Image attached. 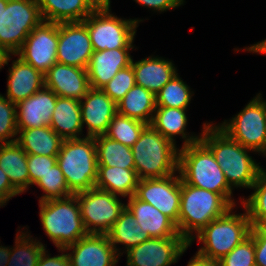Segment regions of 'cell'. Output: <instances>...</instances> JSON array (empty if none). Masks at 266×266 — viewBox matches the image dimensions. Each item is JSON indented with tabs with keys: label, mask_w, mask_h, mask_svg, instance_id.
<instances>
[{
	"label": "cell",
	"mask_w": 266,
	"mask_h": 266,
	"mask_svg": "<svg viewBox=\"0 0 266 266\" xmlns=\"http://www.w3.org/2000/svg\"><path fill=\"white\" fill-rule=\"evenodd\" d=\"M10 54H6L1 48H0V69H2V66L5 64L8 65V61L10 60Z\"/></svg>",
	"instance_id": "681fc988"
},
{
	"label": "cell",
	"mask_w": 266,
	"mask_h": 266,
	"mask_svg": "<svg viewBox=\"0 0 266 266\" xmlns=\"http://www.w3.org/2000/svg\"><path fill=\"white\" fill-rule=\"evenodd\" d=\"M135 196L161 211L178 225L181 201V176L141 179Z\"/></svg>",
	"instance_id": "4fadbf2b"
},
{
	"label": "cell",
	"mask_w": 266,
	"mask_h": 266,
	"mask_svg": "<svg viewBox=\"0 0 266 266\" xmlns=\"http://www.w3.org/2000/svg\"><path fill=\"white\" fill-rule=\"evenodd\" d=\"M187 266H219L218 262L210 259L203 258L196 254L189 262Z\"/></svg>",
	"instance_id": "bcb514c9"
},
{
	"label": "cell",
	"mask_w": 266,
	"mask_h": 266,
	"mask_svg": "<svg viewBox=\"0 0 266 266\" xmlns=\"http://www.w3.org/2000/svg\"><path fill=\"white\" fill-rule=\"evenodd\" d=\"M138 179L164 178L178 171L179 149L148 125L131 147Z\"/></svg>",
	"instance_id": "277c9868"
},
{
	"label": "cell",
	"mask_w": 266,
	"mask_h": 266,
	"mask_svg": "<svg viewBox=\"0 0 266 266\" xmlns=\"http://www.w3.org/2000/svg\"><path fill=\"white\" fill-rule=\"evenodd\" d=\"M98 166L135 169L132 148L105 135L95 136Z\"/></svg>",
	"instance_id": "d6a6232c"
},
{
	"label": "cell",
	"mask_w": 266,
	"mask_h": 266,
	"mask_svg": "<svg viewBox=\"0 0 266 266\" xmlns=\"http://www.w3.org/2000/svg\"><path fill=\"white\" fill-rule=\"evenodd\" d=\"M7 83V98L17 104L42 89L45 79L42 72L18 57L9 69Z\"/></svg>",
	"instance_id": "7402d4cb"
},
{
	"label": "cell",
	"mask_w": 266,
	"mask_h": 266,
	"mask_svg": "<svg viewBox=\"0 0 266 266\" xmlns=\"http://www.w3.org/2000/svg\"><path fill=\"white\" fill-rule=\"evenodd\" d=\"M43 21L82 22L96 8L89 0H37Z\"/></svg>",
	"instance_id": "cb8c5ba5"
},
{
	"label": "cell",
	"mask_w": 266,
	"mask_h": 266,
	"mask_svg": "<svg viewBox=\"0 0 266 266\" xmlns=\"http://www.w3.org/2000/svg\"><path fill=\"white\" fill-rule=\"evenodd\" d=\"M247 51L256 52V53H265L266 54V40L262 42H258L255 45L250 46L249 48H245Z\"/></svg>",
	"instance_id": "7dc6e473"
},
{
	"label": "cell",
	"mask_w": 266,
	"mask_h": 266,
	"mask_svg": "<svg viewBox=\"0 0 266 266\" xmlns=\"http://www.w3.org/2000/svg\"><path fill=\"white\" fill-rule=\"evenodd\" d=\"M57 95L49 88L43 87L35 94L16 104L17 129H30L50 126Z\"/></svg>",
	"instance_id": "d6986e66"
},
{
	"label": "cell",
	"mask_w": 266,
	"mask_h": 266,
	"mask_svg": "<svg viewBox=\"0 0 266 266\" xmlns=\"http://www.w3.org/2000/svg\"><path fill=\"white\" fill-rule=\"evenodd\" d=\"M16 142L27 154L58 156L63 139L50 127L42 126L18 130Z\"/></svg>",
	"instance_id": "4316f807"
},
{
	"label": "cell",
	"mask_w": 266,
	"mask_h": 266,
	"mask_svg": "<svg viewBox=\"0 0 266 266\" xmlns=\"http://www.w3.org/2000/svg\"><path fill=\"white\" fill-rule=\"evenodd\" d=\"M80 109L82 124L88 127L87 136L95 137L106 133L117 113V104L102 89L90 88L80 100Z\"/></svg>",
	"instance_id": "ac0fdd59"
},
{
	"label": "cell",
	"mask_w": 266,
	"mask_h": 266,
	"mask_svg": "<svg viewBox=\"0 0 266 266\" xmlns=\"http://www.w3.org/2000/svg\"><path fill=\"white\" fill-rule=\"evenodd\" d=\"M200 141L212 152L232 188H252L261 167L248 155L247 149L229 137L218 126L204 124Z\"/></svg>",
	"instance_id": "6da1fadb"
},
{
	"label": "cell",
	"mask_w": 266,
	"mask_h": 266,
	"mask_svg": "<svg viewBox=\"0 0 266 266\" xmlns=\"http://www.w3.org/2000/svg\"><path fill=\"white\" fill-rule=\"evenodd\" d=\"M191 94L189 86L179 78L177 73L155 95L156 107L187 109Z\"/></svg>",
	"instance_id": "e575fe53"
},
{
	"label": "cell",
	"mask_w": 266,
	"mask_h": 266,
	"mask_svg": "<svg viewBox=\"0 0 266 266\" xmlns=\"http://www.w3.org/2000/svg\"><path fill=\"white\" fill-rule=\"evenodd\" d=\"M58 23L42 21L15 54L45 74L57 62Z\"/></svg>",
	"instance_id": "7c38bea8"
},
{
	"label": "cell",
	"mask_w": 266,
	"mask_h": 266,
	"mask_svg": "<svg viewBox=\"0 0 266 266\" xmlns=\"http://www.w3.org/2000/svg\"><path fill=\"white\" fill-rule=\"evenodd\" d=\"M29 235L17 234L14 249L0 246V266H37L46 248L39 241L33 242Z\"/></svg>",
	"instance_id": "4dcf8cb0"
},
{
	"label": "cell",
	"mask_w": 266,
	"mask_h": 266,
	"mask_svg": "<svg viewBox=\"0 0 266 266\" xmlns=\"http://www.w3.org/2000/svg\"><path fill=\"white\" fill-rule=\"evenodd\" d=\"M254 193L242 204L252 226H260L266 220V170L261 168L254 185Z\"/></svg>",
	"instance_id": "d590c367"
},
{
	"label": "cell",
	"mask_w": 266,
	"mask_h": 266,
	"mask_svg": "<svg viewBox=\"0 0 266 266\" xmlns=\"http://www.w3.org/2000/svg\"><path fill=\"white\" fill-rule=\"evenodd\" d=\"M35 184L46 193L40 197L39 202L66 198L73 195L67 186L65 176L62 174L58 163L52 166L51 170L42 176Z\"/></svg>",
	"instance_id": "8d00e7d4"
},
{
	"label": "cell",
	"mask_w": 266,
	"mask_h": 266,
	"mask_svg": "<svg viewBox=\"0 0 266 266\" xmlns=\"http://www.w3.org/2000/svg\"><path fill=\"white\" fill-rule=\"evenodd\" d=\"M8 0H0V23L2 18V5H7Z\"/></svg>",
	"instance_id": "f907efd6"
},
{
	"label": "cell",
	"mask_w": 266,
	"mask_h": 266,
	"mask_svg": "<svg viewBox=\"0 0 266 266\" xmlns=\"http://www.w3.org/2000/svg\"><path fill=\"white\" fill-rule=\"evenodd\" d=\"M232 206L218 193L186 184L181 179V201L177 229L190 244L192 232L198 234L212 220L223 216Z\"/></svg>",
	"instance_id": "3957f363"
},
{
	"label": "cell",
	"mask_w": 266,
	"mask_h": 266,
	"mask_svg": "<svg viewBox=\"0 0 266 266\" xmlns=\"http://www.w3.org/2000/svg\"><path fill=\"white\" fill-rule=\"evenodd\" d=\"M219 266H256L253 236L250 234L218 261Z\"/></svg>",
	"instance_id": "ab89813d"
},
{
	"label": "cell",
	"mask_w": 266,
	"mask_h": 266,
	"mask_svg": "<svg viewBox=\"0 0 266 266\" xmlns=\"http://www.w3.org/2000/svg\"><path fill=\"white\" fill-rule=\"evenodd\" d=\"M135 84L134 70L129 65L118 71L101 89L117 104Z\"/></svg>",
	"instance_id": "f35d334b"
},
{
	"label": "cell",
	"mask_w": 266,
	"mask_h": 266,
	"mask_svg": "<svg viewBox=\"0 0 266 266\" xmlns=\"http://www.w3.org/2000/svg\"><path fill=\"white\" fill-rule=\"evenodd\" d=\"M183 1L184 0H135V2L143 6L153 8L159 12L176 8L183 4Z\"/></svg>",
	"instance_id": "ee69618b"
},
{
	"label": "cell",
	"mask_w": 266,
	"mask_h": 266,
	"mask_svg": "<svg viewBox=\"0 0 266 266\" xmlns=\"http://www.w3.org/2000/svg\"><path fill=\"white\" fill-rule=\"evenodd\" d=\"M109 8L95 9L84 21L90 34L93 51L133 48L137 19L118 18Z\"/></svg>",
	"instance_id": "9c48e42d"
},
{
	"label": "cell",
	"mask_w": 266,
	"mask_h": 266,
	"mask_svg": "<svg viewBox=\"0 0 266 266\" xmlns=\"http://www.w3.org/2000/svg\"><path fill=\"white\" fill-rule=\"evenodd\" d=\"M250 234L253 236L256 266H266V233L259 226H252Z\"/></svg>",
	"instance_id": "b9f144b4"
},
{
	"label": "cell",
	"mask_w": 266,
	"mask_h": 266,
	"mask_svg": "<svg viewBox=\"0 0 266 266\" xmlns=\"http://www.w3.org/2000/svg\"><path fill=\"white\" fill-rule=\"evenodd\" d=\"M89 2L96 8H109L110 9V0H89Z\"/></svg>",
	"instance_id": "c3c4849f"
},
{
	"label": "cell",
	"mask_w": 266,
	"mask_h": 266,
	"mask_svg": "<svg viewBox=\"0 0 266 266\" xmlns=\"http://www.w3.org/2000/svg\"><path fill=\"white\" fill-rule=\"evenodd\" d=\"M183 237L150 238L127 252V266H169L187 250Z\"/></svg>",
	"instance_id": "9a60e30c"
},
{
	"label": "cell",
	"mask_w": 266,
	"mask_h": 266,
	"mask_svg": "<svg viewBox=\"0 0 266 266\" xmlns=\"http://www.w3.org/2000/svg\"><path fill=\"white\" fill-rule=\"evenodd\" d=\"M50 127L63 140L80 138L83 129L80 100L57 97Z\"/></svg>",
	"instance_id": "d4e9b609"
},
{
	"label": "cell",
	"mask_w": 266,
	"mask_h": 266,
	"mask_svg": "<svg viewBox=\"0 0 266 266\" xmlns=\"http://www.w3.org/2000/svg\"><path fill=\"white\" fill-rule=\"evenodd\" d=\"M21 194L10 182L6 173L0 168V206L5 205L9 199Z\"/></svg>",
	"instance_id": "7bdbcfd3"
},
{
	"label": "cell",
	"mask_w": 266,
	"mask_h": 266,
	"mask_svg": "<svg viewBox=\"0 0 266 266\" xmlns=\"http://www.w3.org/2000/svg\"><path fill=\"white\" fill-rule=\"evenodd\" d=\"M186 109L172 108V107H156L151 126L160 132L165 138L174 142L176 135H182L185 139L183 144L188 146L200 141V136H189L185 133L187 126Z\"/></svg>",
	"instance_id": "f1b7e54d"
},
{
	"label": "cell",
	"mask_w": 266,
	"mask_h": 266,
	"mask_svg": "<svg viewBox=\"0 0 266 266\" xmlns=\"http://www.w3.org/2000/svg\"><path fill=\"white\" fill-rule=\"evenodd\" d=\"M45 87L58 97L82 100L90 89L87 69L56 62L45 74Z\"/></svg>",
	"instance_id": "e0dca14e"
},
{
	"label": "cell",
	"mask_w": 266,
	"mask_h": 266,
	"mask_svg": "<svg viewBox=\"0 0 266 266\" xmlns=\"http://www.w3.org/2000/svg\"><path fill=\"white\" fill-rule=\"evenodd\" d=\"M131 49L133 48L94 51L87 67L90 88L101 89L118 71L131 65Z\"/></svg>",
	"instance_id": "ffe728a7"
},
{
	"label": "cell",
	"mask_w": 266,
	"mask_h": 266,
	"mask_svg": "<svg viewBox=\"0 0 266 266\" xmlns=\"http://www.w3.org/2000/svg\"><path fill=\"white\" fill-rule=\"evenodd\" d=\"M57 163V156H43L28 154L27 166L30 178V185L35 184L38 180L47 174L52 166Z\"/></svg>",
	"instance_id": "60d3db41"
},
{
	"label": "cell",
	"mask_w": 266,
	"mask_h": 266,
	"mask_svg": "<svg viewBox=\"0 0 266 266\" xmlns=\"http://www.w3.org/2000/svg\"><path fill=\"white\" fill-rule=\"evenodd\" d=\"M232 209L196 234L199 242L204 243L196 252L199 256L218 262L250 235L252 225L248 213L232 214Z\"/></svg>",
	"instance_id": "52a82bcc"
},
{
	"label": "cell",
	"mask_w": 266,
	"mask_h": 266,
	"mask_svg": "<svg viewBox=\"0 0 266 266\" xmlns=\"http://www.w3.org/2000/svg\"><path fill=\"white\" fill-rule=\"evenodd\" d=\"M73 250L68 253L70 266H115L118 255L107 234H87L75 243L60 251Z\"/></svg>",
	"instance_id": "2e32d148"
},
{
	"label": "cell",
	"mask_w": 266,
	"mask_h": 266,
	"mask_svg": "<svg viewBox=\"0 0 266 266\" xmlns=\"http://www.w3.org/2000/svg\"><path fill=\"white\" fill-rule=\"evenodd\" d=\"M39 203L43 229L57 248H65L88 234L75 194Z\"/></svg>",
	"instance_id": "8992f818"
},
{
	"label": "cell",
	"mask_w": 266,
	"mask_h": 266,
	"mask_svg": "<svg viewBox=\"0 0 266 266\" xmlns=\"http://www.w3.org/2000/svg\"><path fill=\"white\" fill-rule=\"evenodd\" d=\"M88 234H107L126 207L118 195L97 188L75 194Z\"/></svg>",
	"instance_id": "8fae6325"
},
{
	"label": "cell",
	"mask_w": 266,
	"mask_h": 266,
	"mask_svg": "<svg viewBox=\"0 0 266 266\" xmlns=\"http://www.w3.org/2000/svg\"><path fill=\"white\" fill-rule=\"evenodd\" d=\"M16 112V104L0 94V144L16 142L11 139L18 135Z\"/></svg>",
	"instance_id": "74e56055"
},
{
	"label": "cell",
	"mask_w": 266,
	"mask_h": 266,
	"mask_svg": "<svg viewBox=\"0 0 266 266\" xmlns=\"http://www.w3.org/2000/svg\"><path fill=\"white\" fill-rule=\"evenodd\" d=\"M243 147L263 153L266 149V101L259 93L230 122L218 126Z\"/></svg>",
	"instance_id": "30bf717a"
},
{
	"label": "cell",
	"mask_w": 266,
	"mask_h": 266,
	"mask_svg": "<svg viewBox=\"0 0 266 266\" xmlns=\"http://www.w3.org/2000/svg\"><path fill=\"white\" fill-rule=\"evenodd\" d=\"M259 227L266 233V220Z\"/></svg>",
	"instance_id": "816d5d0a"
},
{
	"label": "cell",
	"mask_w": 266,
	"mask_h": 266,
	"mask_svg": "<svg viewBox=\"0 0 266 266\" xmlns=\"http://www.w3.org/2000/svg\"><path fill=\"white\" fill-rule=\"evenodd\" d=\"M156 109L155 95L140 85H134L117 103V112L148 125Z\"/></svg>",
	"instance_id": "83f0119b"
},
{
	"label": "cell",
	"mask_w": 266,
	"mask_h": 266,
	"mask_svg": "<svg viewBox=\"0 0 266 266\" xmlns=\"http://www.w3.org/2000/svg\"><path fill=\"white\" fill-rule=\"evenodd\" d=\"M107 236L116 252L119 251L116 248L117 243L124 244L125 249H127L126 251H128L150 239V236L141 230V226L136 222L134 215L127 207L122 210L119 218L107 233Z\"/></svg>",
	"instance_id": "1f68e13d"
},
{
	"label": "cell",
	"mask_w": 266,
	"mask_h": 266,
	"mask_svg": "<svg viewBox=\"0 0 266 266\" xmlns=\"http://www.w3.org/2000/svg\"><path fill=\"white\" fill-rule=\"evenodd\" d=\"M93 52L90 34L83 22L58 23V63L87 69Z\"/></svg>",
	"instance_id": "5bb4252c"
},
{
	"label": "cell",
	"mask_w": 266,
	"mask_h": 266,
	"mask_svg": "<svg viewBox=\"0 0 266 266\" xmlns=\"http://www.w3.org/2000/svg\"><path fill=\"white\" fill-rule=\"evenodd\" d=\"M138 181L135 169L98 166L95 188L130 198L135 195Z\"/></svg>",
	"instance_id": "f546056e"
},
{
	"label": "cell",
	"mask_w": 266,
	"mask_h": 266,
	"mask_svg": "<svg viewBox=\"0 0 266 266\" xmlns=\"http://www.w3.org/2000/svg\"><path fill=\"white\" fill-rule=\"evenodd\" d=\"M45 250L41 253L37 266H70V259L67 253L50 257Z\"/></svg>",
	"instance_id": "f6af8a7d"
},
{
	"label": "cell",
	"mask_w": 266,
	"mask_h": 266,
	"mask_svg": "<svg viewBox=\"0 0 266 266\" xmlns=\"http://www.w3.org/2000/svg\"><path fill=\"white\" fill-rule=\"evenodd\" d=\"M131 65L136 85L144 87L154 95L177 74L173 63L160 57L152 56L137 62H133L132 59Z\"/></svg>",
	"instance_id": "603a6c76"
},
{
	"label": "cell",
	"mask_w": 266,
	"mask_h": 266,
	"mask_svg": "<svg viewBox=\"0 0 266 266\" xmlns=\"http://www.w3.org/2000/svg\"><path fill=\"white\" fill-rule=\"evenodd\" d=\"M57 163L73 194L95 188L98 162L94 137L64 140Z\"/></svg>",
	"instance_id": "5b68a950"
},
{
	"label": "cell",
	"mask_w": 266,
	"mask_h": 266,
	"mask_svg": "<svg viewBox=\"0 0 266 266\" xmlns=\"http://www.w3.org/2000/svg\"><path fill=\"white\" fill-rule=\"evenodd\" d=\"M147 126L148 124L146 123L126 117L117 112L104 135L125 146L132 147Z\"/></svg>",
	"instance_id": "836d02e7"
},
{
	"label": "cell",
	"mask_w": 266,
	"mask_h": 266,
	"mask_svg": "<svg viewBox=\"0 0 266 266\" xmlns=\"http://www.w3.org/2000/svg\"><path fill=\"white\" fill-rule=\"evenodd\" d=\"M178 173L191 186L220 194L232 207V188L212 152L201 142L181 147Z\"/></svg>",
	"instance_id": "7a4b0ae2"
},
{
	"label": "cell",
	"mask_w": 266,
	"mask_h": 266,
	"mask_svg": "<svg viewBox=\"0 0 266 266\" xmlns=\"http://www.w3.org/2000/svg\"><path fill=\"white\" fill-rule=\"evenodd\" d=\"M43 21L37 0H8L2 5L0 48L15 55L30 32Z\"/></svg>",
	"instance_id": "ba28073f"
},
{
	"label": "cell",
	"mask_w": 266,
	"mask_h": 266,
	"mask_svg": "<svg viewBox=\"0 0 266 266\" xmlns=\"http://www.w3.org/2000/svg\"><path fill=\"white\" fill-rule=\"evenodd\" d=\"M27 156L17 142L0 144V168L20 193L30 185Z\"/></svg>",
	"instance_id": "484cf974"
},
{
	"label": "cell",
	"mask_w": 266,
	"mask_h": 266,
	"mask_svg": "<svg viewBox=\"0 0 266 266\" xmlns=\"http://www.w3.org/2000/svg\"><path fill=\"white\" fill-rule=\"evenodd\" d=\"M126 207L134 215L141 230L150 238L182 237L176 223L171 218L135 195L129 198Z\"/></svg>",
	"instance_id": "44dd1931"
}]
</instances>
